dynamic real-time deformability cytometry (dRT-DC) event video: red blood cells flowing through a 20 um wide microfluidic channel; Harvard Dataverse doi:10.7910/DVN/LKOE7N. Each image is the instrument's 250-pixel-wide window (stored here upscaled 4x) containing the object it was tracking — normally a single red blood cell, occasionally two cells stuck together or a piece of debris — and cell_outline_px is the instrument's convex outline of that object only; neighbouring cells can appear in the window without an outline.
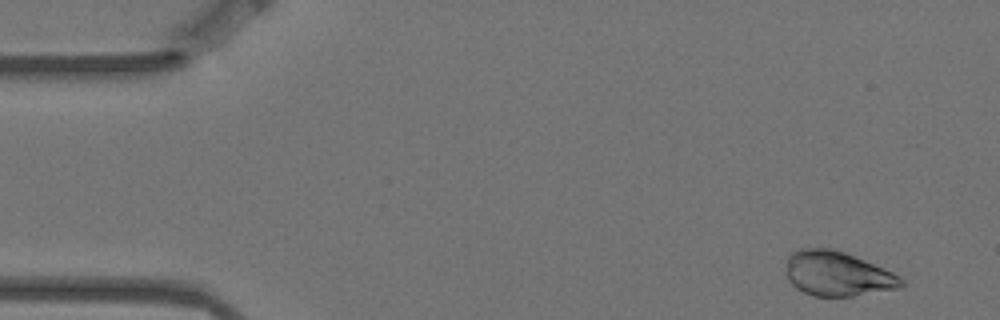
{"species": "Egyptian fruit bat (a non-hibernating species)", "species_latin": "Rousettus aegyptiacus", "temperature_condition": "warm", "stored_images_in_passage": 8, "camera_frame_rate_fps": 3000, "um_per_image_px": 0.085, "animal": {"sex": "female"}, "frame": {"image": 1, "passage_image": 1, "time_ms": 0.0, "image_size_px": [1000, 320], "cell_outline_px": [[908, 284], [900, 288], [852, 296], [812, 296], [796, 288], [788, 280], [784, 272], [788, 256], [792, 252], [800, 248], [836, 248], [892, 272], [900, 276]], "centroid_in_image_um": [71.17, 23.26], "position_along_channel_um": 13.8, "area_um2": 30.35}}
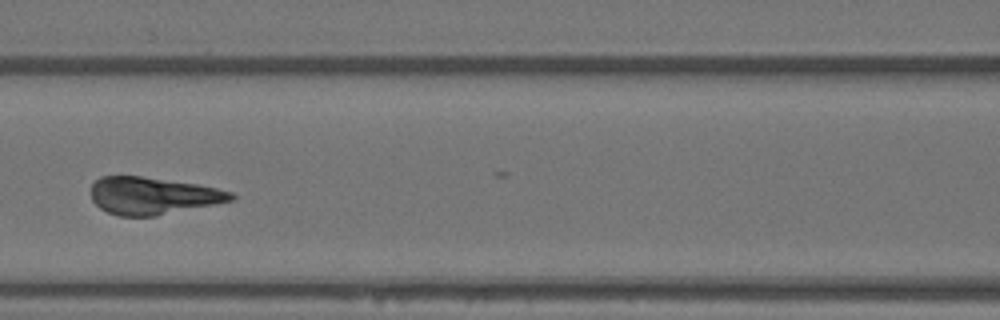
{"frame": {"image": 2, "passage_image": 6, "time_ms": 1.667, "image_size_px": [1000, 320], "cell_outline_px": [[236, 200], [156, 216], [120, 216], [108, 212], [100, 208], [92, 200], [92, 184], [100, 176], [140, 176], [196, 184], [216, 188], [232, 192], [236, 196]], "centroid_in_image_um": [13.01, 16.64], "position_along_channel_um": 153.6, "area_um2": 30.35}}
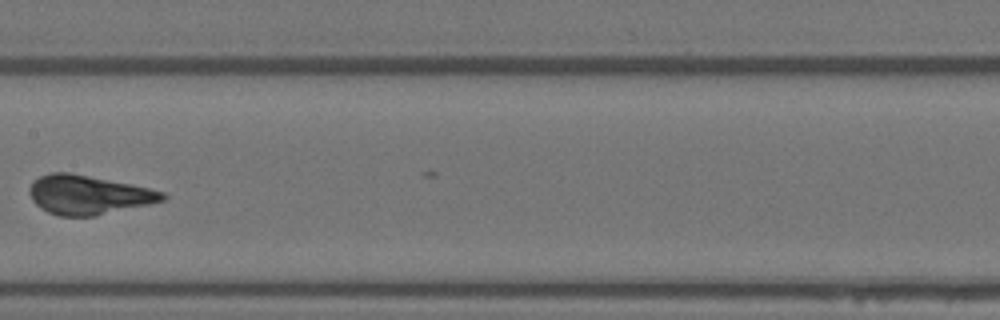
{"frame": {"image": 3, "passage_image": 7, "time_ms": 2.0, "image_size_px": [1000, 320], "cell_outline_px": [[168, 196], [164, 200], [148, 204], [92, 216], [60, 216], [48, 212], [40, 208], [32, 200], [28, 192], [28, 188], [32, 180], [40, 176], [52, 172], [68, 172], [132, 184], [164, 192]], "centroid_in_image_um": [7.46, 16.55], "position_along_channel_um": 199.9, "area_um2": 30.17}}